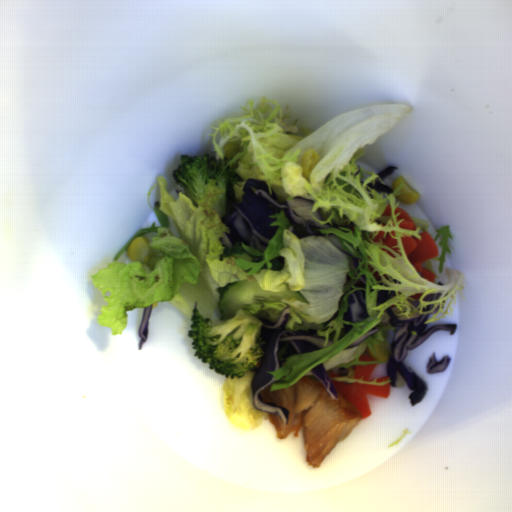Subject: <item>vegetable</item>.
<instances>
[{
	"instance_id": "vegetable-2",
	"label": "vegetable",
	"mask_w": 512,
	"mask_h": 512,
	"mask_svg": "<svg viewBox=\"0 0 512 512\" xmlns=\"http://www.w3.org/2000/svg\"><path fill=\"white\" fill-rule=\"evenodd\" d=\"M254 372L250 369L240 377L226 378L222 386L223 408L227 419L242 430H254L270 420L267 412L254 407L251 382Z\"/></svg>"
},
{
	"instance_id": "vegetable-1",
	"label": "vegetable",
	"mask_w": 512,
	"mask_h": 512,
	"mask_svg": "<svg viewBox=\"0 0 512 512\" xmlns=\"http://www.w3.org/2000/svg\"><path fill=\"white\" fill-rule=\"evenodd\" d=\"M242 107L246 116L228 118L219 127L211 126L215 157L225 178L226 211L233 202H241L244 184L248 179L266 181L268 191L277 194L280 203L302 197L312 201L309 212L320 224H335L337 228L316 229L321 235L298 238L284 210L268 215L276 219L269 226H278L274 237L267 242L266 250L234 243L225 247L221 238L229 232L218 208L213 204L221 192L212 179L203 186L197 202L186 198L185 192L175 188L174 199L166 187V178L160 175L147 194L148 207L152 194L158 188L160 198L153 211L160 223L138 230L113 258L112 262L91 276L94 288L106 303L101 306L97 322L110 328L112 335H121L127 329L128 311L145 309L158 303H171L187 318L193 308L212 324L221 319L219 288L232 282L254 280L267 292L298 291L308 303L297 299H278L257 302L242 307L259 320L276 322L288 305L291 313L285 321L286 330H315L318 336L329 339V346L287 358L284 366L268 371L274 382L269 392L292 386L304 377L320 379L312 369L322 363L327 374L336 368H347L346 376L330 378L331 381L354 382L364 385H386L383 382L353 378L356 366L388 363L360 361L361 355L375 356V344L390 350L399 327L390 326V307L396 316L412 317L414 313L429 315L424 322L431 325L446 315H452L456 295L466 301L463 290V272L453 268L445 270L448 282L436 283L437 276L431 266L437 262L438 273L445 266L446 253L452 249L451 225L438 228L432 239L438 255L422 265L434 273V281L423 278L408 259L402 238L428 232L430 225L423 218H411L415 230L400 227L395 214L402 201L400 184L381 180L378 173H368L358 165L366 146L384 136L415 107L399 104H379L352 110L332 118L317 130H307L300 119H293L290 106L281 107L277 102L261 97L260 103ZM236 142L239 151L231 160L224 156L222 147ZM313 149L320 157L310 179L302 173L301 159L305 150ZM380 180L392 186L393 192H377L368 183ZM391 205V216L382 213ZM384 230L397 240L390 248L374 237ZM334 234L344 250L358 258V268H350V257L337 249L328 239ZM150 241L152 256L145 262H131L126 249L138 236ZM361 275L366 285L358 284ZM366 291V308L369 317L362 322L343 320L348 296L356 290ZM392 290L396 295L381 306L376 304L377 290ZM423 293L419 301L411 295ZM440 292L436 301H424L428 294ZM433 309L422 312V308ZM378 332L356 347L347 348L368 330ZM347 348V349H346ZM375 366V367H376ZM322 384V383H321Z\"/></svg>"
}]
</instances>
